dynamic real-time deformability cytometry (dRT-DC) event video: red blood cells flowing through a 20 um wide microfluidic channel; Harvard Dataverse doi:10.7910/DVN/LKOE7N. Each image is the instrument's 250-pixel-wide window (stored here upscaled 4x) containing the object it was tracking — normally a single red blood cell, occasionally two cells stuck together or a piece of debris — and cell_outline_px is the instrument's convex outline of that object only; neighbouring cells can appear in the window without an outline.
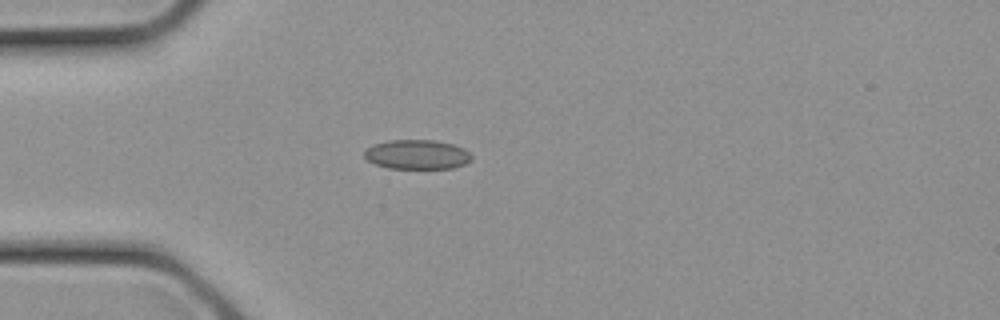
{"species": "common noctule bat (a hibernating species)", "species_latin": "Nyctalus noctula", "temperature_condition": "cold", "stored_images_in_passage": 18, "camera_frame_rate_fps": 3000, "um_per_image_px": 0.085, "animal": {"sex": "female", "body_mass_g": 21.9}, "frame": {"image": 1, "passage_image": 7, "time_ms": 2.0, "image_size_px": [1000, 320], "cell_outline_px": [[472, 160], [464, 164], [452, 168], [388, 168], [376, 164], [368, 160], [364, 156], [364, 152], [372, 144], [388, 140], [436, 140], [452, 144], [464, 148], [472, 156]], "centroid_in_image_um": [35.45, 13.12], "position_along_channel_um": 49.5, "area_um2": 18.38}}
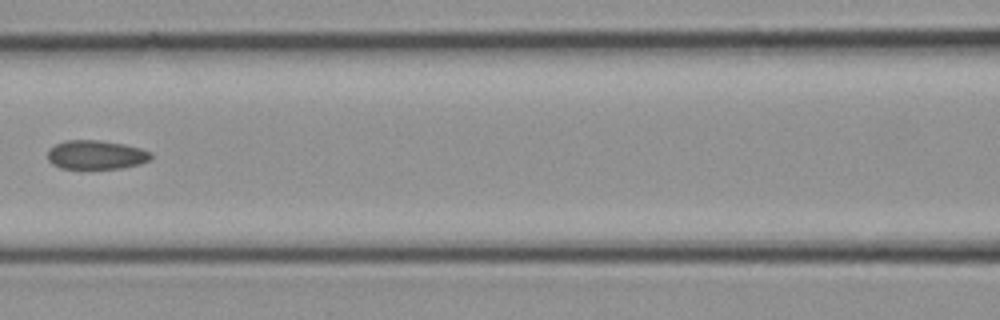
{"frame": {"image": 2, "passage_image": 12, "time_ms": 3.667, "image_size_px": [1000, 320], "cell_outline_px": [[152, 156], [148, 160], [140, 164], [124, 168], [60, 168], [52, 164], [48, 160], [48, 148], [64, 140], [100, 140], [124, 144], [140, 148], [152, 152]], "centroid_in_image_um": [8.16, 13.15], "position_along_channel_um": 158.4, "area_um2": 17.51}}
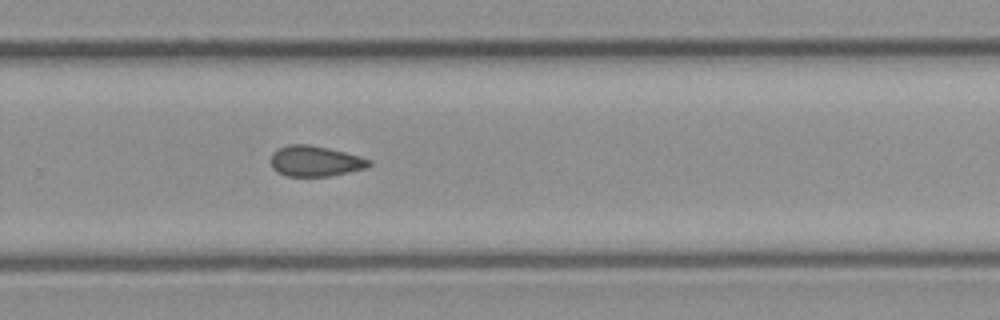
{"frame": {"image": 3, "passage_image": 18, "time_ms": 5.667, "image_size_px": [1000, 320], "cell_outline_px": [[372, 164], [368, 168], [328, 176], [288, 176], [276, 172], [272, 168], [268, 160], [272, 152], [288, 144], [308, 144], [328, 148], [360, 156], [372, 160]], "centroid_in_image_um": [26.76, 13.69], "position_along_channel_um": 303.0, "area_um2": 17.74}}